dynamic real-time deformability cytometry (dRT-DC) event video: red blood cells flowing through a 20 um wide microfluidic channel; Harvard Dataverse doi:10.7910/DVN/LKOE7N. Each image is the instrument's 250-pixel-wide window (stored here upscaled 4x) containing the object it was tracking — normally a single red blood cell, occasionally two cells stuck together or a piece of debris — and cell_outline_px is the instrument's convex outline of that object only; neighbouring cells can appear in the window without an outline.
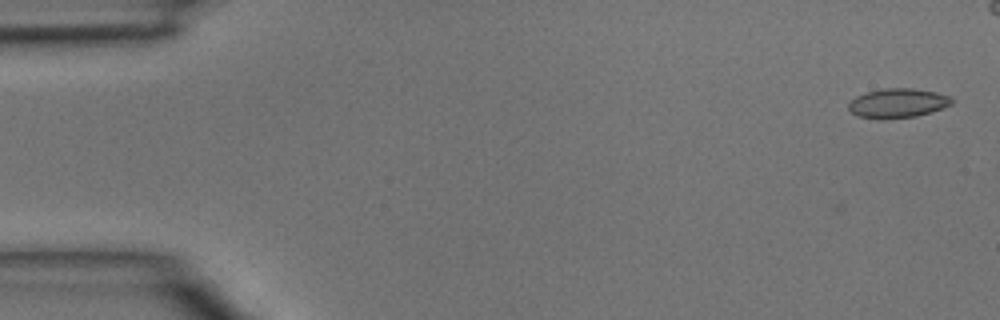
{"species": "common noctule bat (a hibernating species)", "species_latin": "Nyctalus noctula", "temperature_condition": "room temperature", "stored_images_in_passage": 4, "camera_frame_rate_fps": 3000, "um_per_image_px": 0.085, "animal": {"sex": "male", "body_mass_g": 15.6}, "frame": {"image": 1, "passage_image": 1, "time_ms": 0.0, "image_size_px": [1000, 320], "cell_outline_px": [[952, 104], [932, 112], [916, 116], [880, 120], [876, 120], [856, 116], [848, 108], [848, 104], [856, 96], [868, 92], [884, 88], [912, 88], [936, 92], [952, 96]], "centroid_in_image_um": [76.3, 8.78], "position_along_channel_um": 8.7, "area_um2": 17.86}}